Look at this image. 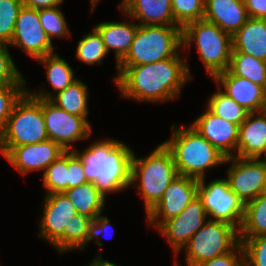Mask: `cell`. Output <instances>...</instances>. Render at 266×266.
<instances>
[{
	"mask_svg": "<svg viewBox=\"0 0 266 266\" xmlns=\"http://www.w3.org/2000/svg\"><path fill=\"white\" fill-rule=\"evenodd\" d=\"M177 53L156 63L117 66L114 78L122 97L138 101L162 102L179 97L180 89L191 79L189 66Z\"/></svg>",
	"mask_w": 266,
	"mask_h": 266,
	"instance_id": "cell-1",
	"label": "cell"
},
{
	"mask_svg": "<svg viewBox=\"0 0 266 266\" xmlns=\"http://www.w3.org/2000/svg\"><path fill=\"white\" fill-rule=\"evenodd\" d=\"M73 151L83 163L87 180L93 182L104 197L131 185L133 151L123 142L107 138L94 142L82 153L77 149Z\"/></svg>",
	"mask_w": 266,
	"mask_h": 266,
	"instance_id": "cell-2",
	"label": "cell"
},
{
	"mask_svg": "<svg viewBox=\"0 0 266 266\" xmlns=\"http://www.w3.org/2000/svg\"><path fill=\"white\" fill-rule=\"evenodd\" d=\"M171 129L172 138L163 144L173 156L178 175L205 178L206 169L226 163V157L191 126L174 129L172 125Z\"/></svg>",
	"mask_w": 266,
	"mask_h": 266,
	"instance_id": "cell-3",
	"label": "cell"
},
{
	"mask_svg": "<svg viewBox=\"0 0 266 266\" xmlns=\"http://www.w3.org/2000/svg\"><path fill=\"white\" fill-rule=\"evenodd\" d=\"M133 153L131 161V185L134 184L144 198L146 214L159 202L170 183L178 176L171 152L160 144L145 158H136Z\"/></svg>",
	"mask_w": 266,
	"mask_h": 266,
	"instance_id": "cell-4",
	"label": "cell"
},
{
	"mask_svg": "<svg viewBox=\"0 0 266 266\" xmlns=\"http://www.w3.org/2000/svg\"><path fill=\"white\" fill-rule=\"evenodd\" d=\"M193 41L196 42L207 74L214 78L228 70L233 49L232 35L202 19L192 21L182 28L183 49H188Z\"/></svg>",
	"mask_w": 266,
	"mask_h": 266,
	"instance_id": "cell-5",
	"label": "cell"
},
{
	"mask_svg": "<svg viewBox=\"0 0 266 266\" xmlns=\"http://www.w3.org/2000/svg\"><path fill=\"white\" fill-rule=\"evenodd\" d=\"M182 47V28L167 25H139L129 52L117 66L156 63L174 57Z\"/></svg>",
	"mask_w": 266,
	"mask_h": 266,
	"instance_id": "cell-6",
	"label": "cell"
},
{
	"mask_svg": "<svg viewBox=\"0 0 266 266\" xmlns=\"http://www.w3.org/2000/svg\"><path fill=\"white\" fill-rule=\"evenodd\" d=\"M42 99L26 91L13 107L0 135V147H16L48 140Z\"/></svg>",
	"mask_w": 266,
	"mask_h": 266,
	"instance_id": "cell-7",
	"label": "cell"
},
{
	"mask_svg": "<svg viewBox=\"0 0 266 266\" xmlns=\"http://www.w3.org/2000/svg\"><path fill=\"white\" fill-rule=\"evenodd\" d=\"M240 243L236 227L209 219L184 246L186 265H200L206 260L233 251Z\"/></svg>",
	"mask_w": 266,
	"mask_h": 266,
	"instance_id": "cell-8",
	"label": "cell"
},
{
	"mask_svg": "<svg viewBox=\"0 0 266 266\" xmlns=\"http://www.w3.org/2000/svg\"><path fill=\"white\" fill-rule=\"evenodd\" d=\"M204 179H198V197L206 214L212 217L210 220L228 223L239 230L245 203L231 190L227 179H216L207 185Z\"/></svg>",
	"mask_w": 266,
	"mask_h": 266,
	"instance_id": "cell-9",
	"label": "cell"
},
{
	"mask_svg": "<svg viewBox=\"0 0 266 266\" xmlns=\"http://www.w3.org/2000/svg\"><path fill=\"white\" fill-rule=\"evenodd\" d=\"M44 201L39 235L58 252L69 251V223L78 212L65 193L48 194Z\"/></svg>",
	"mask_w": 266,
	"mask_h": 266,
	"instance_id": "cell-10",
	"label": "cell"
},
{
	"mask_svg": "<svg viewBox=\"0 0 266 266\" xmlns=\"http://www.w3.org/2000/svg\"><path fill=\"white\" fill-rule=\"evenodd\" d=\"M42 111L50 140L61 145L66 151L73 150L72 142L88 138L91 125L83 117L71 115L50 100L42 99Z\"/></svg>",
	"mask_w": 266,
	"mask_h": 266,
	"instance_id": "cell-11",
	"label": "cell"
},
{
	"mask_svg": "<svg viewBox=\"0 0 266 266\" xmlns=\"http://www.w3.org/2000/svg\"><path fill=\"white\" fill-rule=\"evenodd\" d=\"M232 162L227 170L231 190L244 202L262 194L266 178V160L258 158H226Z\"/></svg>",
	"mask_w": 266,
	"mask_h": 266,
	"instance_id": "cell-12",
	"label": "cell"
},
{
	"mask_svg": "<svg viewBox=\"0 0 266 266\" xmlns=\"http://www.w3.org/2000/svg\"><path fill=\"white\" fill-rule=\"evenodd\" d=\"M10 45L22 49L36 60L53 53L54 47L42 28L38 10L24 5L21 7Z\"/></svg>",
	"mask_w": 266,
	"mask_h": 266,
	"instance_id": "cell-13",
	"label": "cell"
},
{
	"mask_svg": "<svg viewBox=\"0 0 266 266\" xmlns=\"http://www.w3.org/2000/svg\"><path fill=\"white\" fill-rule=\"evenodd\" d=\"M197 196L198 179L178 175L159 202L147 213L148 225L154 224L157 229L164 221L178 216Z\"/></svg>",
	"mask_w": 266,
	"mask_h": 266,
	"instance_id": "cell-14",
	"label": "cell"
},
{
	"mask_svg": "<svg viewBox=\"0 0 266 266\" xmlns=\"http://www.w3.org/2000/svg\"><path fill=\"white\" fill-rule=\"evenodd\" d=\"M0 152L21 174L44 170L63 155L66 150L48 139L35 144L16 147H0Z\"/></svg>",
	"mask_w": 266,
	"mask_h": 266,
	"instance_id": "cell-15",
	"label": "cell"
},
{
	"mask_svg": "<svg viewBox=\"0 0 266 266\" xmlns=\"http://www.w3.org/2000/svg\"><path fill=\"white\" fill-rule=\"evenodd\" d=\"M206 218L203 202L197 196L178 216L164 221L157 229L178 255L181 248L208 221Z\"/></svg>",
	"mask_w": 266,
	"mask_h": 266,
	"instance_id": "cell-16",
	"label": "cell"
},
{
	"mask_svg": "<svg viewBox=\"0 0 266 266\" xmlns=\"http://www.w3.org/2000/svg\"><path fill=\"white\" fill-rule=\"evenodd\" d=\"M190 126L203 136L226 158L234 157L237 150L239 126L226 121L208 108Z\"/></svg>",
	"mask_w": 266,
	"mask_h": 266,
	"instance_id": "cell-17",
	"label": "cell"
},
{
	"mask_svg": "<svg viewBox=\"0 0 266 266\" xmlns=\"http://www.w3.org/2000/svg\"><path fill=\"white\" fill-rule=\"evenodd\" d=\"M214 80L224 87V93L242 106L247 112L264 111L266 91L252 81L233 75L229 70L221 72Z\"/></svg>",
	"mask_w": 266,
	"mask_h": 266,
	"instance_id": "cell-18",
	"label": "cell"
},
{
	"mask_svg": "<svg viewBox=\"0 0 266 266\" xmlns=\"http://www.w3.org/2000/svg\"><path fill=\"white\" fill-rule=\"evenodd\" d=\"M262 154L266 156V113H248L245 121L239 126L235 157L260 159Z\"/></svg>",
	"mask_w": 266,
	"mask_h": 266,
	"instance_id": "cell-19",
	"label": "cell"
},
{
	"mask_svg": "<svg viewBox=\"0 0 266 266\" xmlns=\"http://www.w3.org/2000/svg\"><path fill=\"white\" fill-rule=\"evenodd\" d=\"M203 19L233 36L249 16L243 0H205Z\"/></svg>",
	"mask_w": 266,
	"mask_h": 266,
	"instance_id": "cell-20",
	"label": "cell"
},
{
	"mask_svg": "<svg viewBox=\"0 0 266 266\" xmlns=\"http://www.w3.org/2000/svg\"><path fill=\"white\" fill-rule=\"evenodd\" d=\"M124 14L138 19V25L179 26L172 14L171 0H123L119 5Z\"/></svg>",
	"mask_w": 266,
	"mask_h": 266,
	"instance_id": "cell-21",
	"label": "cell"
},
{
	"mask_svg": "<svg viewBox=\"0 0 266 266\" xmlns=\"http://www.w3.org/2000/svg\"><path fill=\"white\" fill-rule=\"evenodd\" d=\"M232 51L266 61V19L249 18L232 36Z\"/></svg>",
	"mask_w": 266,
	"mask_h": 266,
	"instance_id": "cell-22",
	"label": "cell"
},
{
	"mask_svg": "<svg viewBox=\"0 0 266 266\" xmlns=\"http://www.w3.org/2000/svg\"><path fill=\"white\" fill-rule=\"evenodd\" d=\"M138 24L130 22H102L94 28L101 35L106 51L115 50L117 64L129 52L137 32Z\"/></svg>",
	"mask_w": 266,
	"mask_h": 266,
	"instance_id": "cell-23",
	"label": "cell"
},
{
	"mask_svg": "<svg viewBox=\"0 0 266 266\" xmlns=\"http://www.w3.org/2000/svg\"><path fill=\"white\" fill-rule=\"evenodd\" d=\"M28 93L35 98L50 100L69 114L83 117L87 121V114L89 113L87 109L89 92H87V85L78 78L65 90H62L55 96L44 91Z\"/></svg>",
	"mask_w": 266,
	"mask_h": 266,
	"instance_id": "cell-24",
	"label": "cell"
},
{
	"mask_svg": "<svg viewBox=\"0 0 266 266\" xmlns=\"http://www.w3.org/2000/svg\"><path fill=\"white\" fill-rule=\"evenodd\" d=\"M79 215L95 219L104 210L105 199L93 182H87L64 192Z\"/></svg>",
	"mask_w": 266,
	"mask_h": 266,
	"instance_id": "cell-25",
	"label": "cell"
},
{
	"mask_svg": "<svg viewBox=\"0 0 266 266\" xmlns=\"http://www.w3.org/2000/svg\"><path fill=\"white\" fill-rule=\"evenodd\" d=\"M228 70L237 77L252 81L266 91V61L232 51Z\"/></svg>",
	"mask_w": 266,
	"mask_h": 266,
	"instance_id": "cell-26",
	"label": "cell"
},
{
	"mask_svg": "<svg viewBox=\"0 0 266 266\" xmlns=\"http://www.w3.org/2000/svg\"><path fill=\"white\" fill-rule=\"evenodd\" d=\"M266 235V195L260 194L245 203V214L239 229L240 237Z\"/></svg>",
	"mask_w": 266,
	"mask_h": 266,
	"instance_id": "cell-27",
	"label": "cell"
},
{
	"mask_svg": "<svg viewBox=\"0 0 266 266\" xmlns=\"http://www.w3.org/2000/svg\"><path fill=\"white\" fill-rule=\"evenodd\" d=\"M37 60L47 67V80L56 91L55 94L65 90L77 80L70 65L57 54L45 55Z\"/></svg>",
	"mask_w": 266,
	"mask_h": 266,
	"instance_id": "cell-28",
	"label": "cell"
},
{
	"mask_svg": "<svg viewBox=\"0 0 266 266\" xmlns=\"http://www.w3.org/2000/svg\"><path fill=\"white\" fill-rule=\"evenodd\" d=\"M218 88L219 91L209 98L207 108L224 120L240 126L245 121L249 112L221 91L220 86Z\"/></svg>",
	"mask_w": 266,
	"mask_h": 266,
	"instance_id": "cell-29",
	"label": "cell"
},
{
	"mask_svg": "<svg viewBox=\"0 0 266 266\" xmlns=\"http://www.w3.org/2000/svg\"><path fill=\"white\" fill-rule=\"evenodd\" d=\"M43 181L46 195L68 190V151L45 169Z\"/></svg>",
	"mask_w": 266,
	"mask_h": 266,
	"instance_id": "cell-30",
	"label": "cell"
},
{
	"mask_svg": "<svg viewBox=\"0 0 266 266\" xmlns=\"http://www.w3.org/2000/svg\"><path fill=\"white\" fill-rule=\"evenodd\" d=\"M92 31L84 35V38L78 42L76 48L77 58L88 65L100 64L102 59L108 54L99 32L95 28Z\"/></svg>",
	"mask_w": 266,
	"mask_h": 266,
	"instance_id": "cell-31",
	"label": "cell"
},
{
	"mask_svg": "<svg viewBox=\"0 0 266 266\" xmlns=\"http://www.w3.org/2000/svg\"><path fill=\"white\" fill-rule=\"evenodd\" d=\"M22 0H0V43L10 45Z\"/></svg>",
	"mask_w": 266,
	"mask_h": 266,
	"instance_id": "cell-32",
	"label": "cell"
},
{
	"mask_svg": "<svg viewBox=\"0 0 266 266\" xmlns=\"http://www.w3.org/2000/svg\"><path fill=\"white\" fill-rule=\"evenodd\" d=\"M40 23L48 38L52 42V37H70L66 19L59 9V6L38 10Z\"/></svg>",
	"mask_w": 266,
	"mask_h": 266,
	"instance_id": "cell-33",
	"label": "cell"
},
{
	"mask_svg": "<svg viewBox=\"0 0 266 266\" xmlns=\"http://www.w3.org/2000/svg\"><path fill=\"white\" fill-rule=\"evenodd\" d=\"M175 22L183 28L186 24L202 20L205 0H171Z\"/></svg>",
	"mask_w": 266,
	"mask_h": 266,
	"instance_id": "cell-34",
	"label": "cell"
},
{
	"mask_svg": "<svg viewBox=\"0 0 266 266\" xmlns=\"http://www.w3.org/2000/svg\"><path fill=\"white\" fill-rule=\"evenodd\" d=\"M245 266H266V235L240 237Z\"/></svg>",
	"mask_w": 266,
	"mask_h": 266,
	"instance_id": "cell-35",
	"label": "cell"
},
{
	"mask_svg": "<svg viewBox=\"0 0 266 266\" xmlns=\"http://www.w3.org/2000/svg\"><path fill=\"white\" fill-rule=\"evenodd\" d=\"M26 91L24 85H0V135L7 125L14 105Z\"/></svg>",
	"mask_w": 266,
	"mask_h": 266,
	"instance_id": "cell-36",
	"label": "cell"
},
{
	"mask_svg": "<svg viewBox=\"0 0 266 266\" xmlns=\"http://www.w3.org/2000/svg\"><path fill=\"white\" fill-rule=\"evenodd\" d=\"M8 51V44L0 43V85H25Z\"/></svg>",
	"mask_w": 266,
	"mask_h": 266,
	"instance_id": "cell-37",
	"label": "cell"
},
{
	"mask_svg": "<svg viewBox=\"0 0 266 266\" xmlns=\"http://www.w3.org/2000/svg\"><path fill=\"white\" fill-rule=\"evenodd\" d=\"M93 219L85 218L79 214L69 223V250H84L90 223Z\"/></svg>",
	"mask_w": 266,
	"mask_h": 266,
	"instance_id": "cell-38",
	"label": "cell"
},
{
	"mask_svg": "<svg viewBox=\"0 0 266 266\" xmlns=\"http://www.w3.org/2000/svg\"><path fill=\"white\" fill-rule=\"evenodd\" d=\"M89 182L83 169V163L79 156L73 151H68V189Z\"/></svg>",
	"mask_w": 266,
	"mask_h": 266,
	"instance_id": "cell-39",
	"label": "cell"
},
{
	"mask_svg": "<svg viewBox=\"0 0 266 266\" xmlns=\"http://www.w3.org/2000/svg\"><path fill=\"white\" fill-rule=\"evenodd\" d=\"M237 253H241L239 254V257ZM199 266H245L243 247L240 243L233 251L217 256L213 259L206 260Z\"/></svg>",
	"mask_w": 266,
	"mask_h": 266,
	"instance_id": "cell-40",
	"label": "cell"
},
{
	"mask_svg": "<svg viewBox=\"0 0 266 266\" xmlns=\"http://www.w3.org/2000/svg\"><path fill=\"white\" fill-rule=\"evenodd\" d=\"M112 226L110 224L109 219L106 216H102L101 214L98 215L95 219L92 220L89 226L88 235L86 238V244L91 241L94 237H96V243H98L99 246H102V243L100 242V239H102V235L108 234L109 227ZM100 235V237H99ZM105 235V236H106ZM109 235V234H108Z\"/></svg>",
	"mask_w": 266,
	"mask_h": 266,
	"instance_id": "cell-41",
	"label": "cell"
},
{
	"mask_svg": "<svg viewBox=\"0 0 266 266\" xmlns=\"http://www.w3.org/2000/svg\"><path fill=\"white\" fill-rule=\"evenodd\" d=\"M249 18L266 19V0H243Z\"/></svg>",
	"mask_w": 266,
	"mask_h": 266,
	"instance_id": "cell-42",
	"label": "cell"
},
{
	"mask_svg": "<svg viewBox=\"0 0 266 266\" xmlns=\"http://www.w3.org/2000/svg\"><path fill=\"white\" fill-rule=\"evenodd\" d=\"M64 0H22L24 6L35 10L59 6Z\"/></svg>",
	"mask_w": 266,
	"mask_h": 266,
	"instance_id": "cell-43",
	"label": "cell"
},
{
	"mask_svg": "<svg viewBox=\"0 0 266 266\" xmlns=\"http://www.w3.org/2000/svg\"><path fill=\"white\" fill-rule=\"evenodd\" d=\"M88 266H117L116 264L111 263L110 261L103 260L101 254L97 255V258L92 261Z\"/></svg>",
	"mask_w": 266,
	"mask_h": 266,
	"instance_id": "cell-44",
	"label": "cell"
},
{
	"mask_svg": "<svg viewBox=\"0 0 266 266\" xmlns=\"http://www.w3.org/2000/svg\"><path fill=\"white\" fill-rule=\"evenodd\" d=\"M90 1H91V4H92V11H93L99 0H90Z\"/></svg>",
	"mask_w": 266,
	"mask_h": 266,
	"instance_id": "cell-45",
	"label": "cell"
},
{
	"mask_svg": "<svg viewBox=\"0 0 266 266\" xmlns=\"http://www.w3.org/2000/svg\"><path fill=\"white\" fill-rule=\"evenodd\" d=\"M262 194L266 195V178H265V183H264Z\"/></svg>",
	"mask_w": 266,
	"mask_h": 266,
	"instance_id": "cell-46",
	"label": "cell"
},
{
	"mask_svg": "<svg viewBox=\"0 0 266 266\" xmlns=\"http://www.w3.org/2000/svg\"><path fill=\"white\" fill-rule=\"evenodd\" d=\"M175 266H178L177 262L175 263ZM189 266H199V265H189Z\"/></svg>",
	"mask_w": 266,
	"mask_h": 266,
	"instance_id": "cell-47",
	"label": "cell"
}]
</instances>
